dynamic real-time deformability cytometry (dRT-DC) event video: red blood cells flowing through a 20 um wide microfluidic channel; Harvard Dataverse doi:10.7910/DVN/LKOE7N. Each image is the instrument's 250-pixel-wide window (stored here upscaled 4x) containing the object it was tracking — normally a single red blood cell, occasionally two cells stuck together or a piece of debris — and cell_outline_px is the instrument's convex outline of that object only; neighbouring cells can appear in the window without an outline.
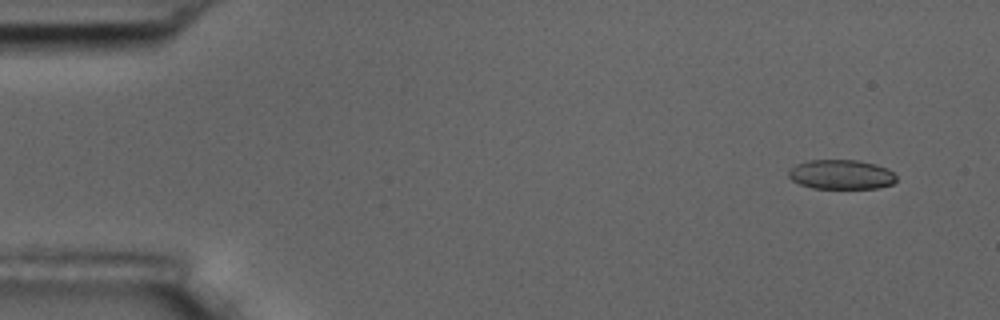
{"species": "common noctule bat (a hibernating species)", "species_latin": "Nyctalus noctula", "temperature_condition": "room temperature", "stored_images_in_passage": 54, "camera_frame_rate_fps": 3000, "um_per_image_px": 0.085, "animal": {"sex": "male", "body_mass_g": 17.5, "forearm_length_mm": 52.3}, "frame": {"image": 1, "passage_image": 1, "time_ms": 0.0, "image_size_px": [1000, 320], "cell_outline_px": [[896, 180], [892, 184], [876, 188], [812, 188], [800, 184], [792, 180], [788, 176], [788, 172], [796, 164], [808, 160], [856, 160], [876, 164], [892, 172], [896, 176]], "centroid_in_image_um": [71.48, 14.83], "position_along_channel_um": 13.5, "area_um2": 18.38}}
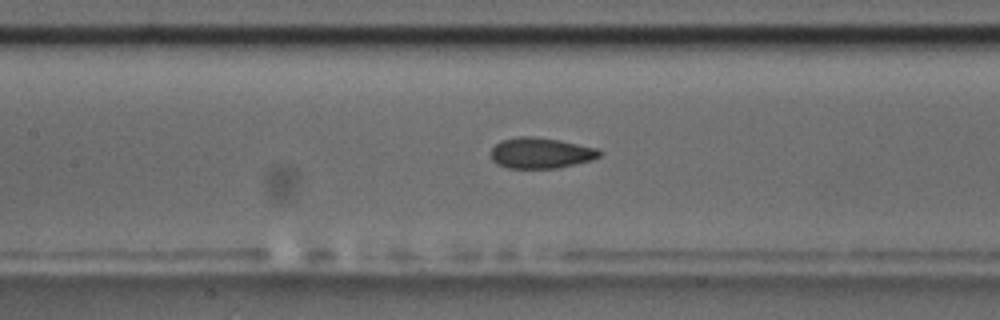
{"frame": {"image": 2, "passage_image": 23, "time_ms": 7.333, "image_size_px": [1000, 320], "cell_outline_px": [[604, 152], [600, 156], [592, 160], [556, 168], [508, 168], [496, 164], [492, 160], [492, 148], [500, 140], [516, 136], [532, 136], [560, 140], [600, 148]], "centroid_in_image_um": [45.99, 12.99], "position_along_channel_um": 161.4, "area_um2": 19.71}}
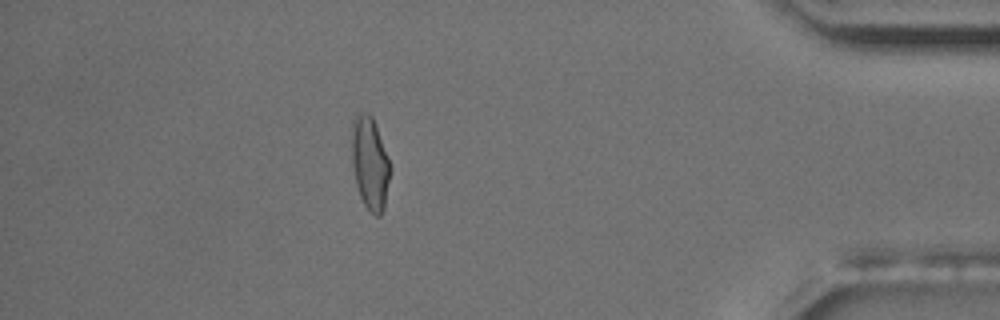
{"frame": {"image": 3, "passage_image": 47, "time_ms": 15.333, "image_size_px": [1000, 320], "cell_outline_px": [[392, 168], [384, 208], [380, 216], [376, 216], [364, 204], [360, 196], [356, 184], [352, 164], [352, 120], [356, 112], [368, 112], [372, 116]], "centroid_in_image_um": [31.45, 13.85], "position_along_channel_um": 403.8, "area_um2": 20.87}, "authors_computed_cell_mechanics": {"area_um2": 19.8254, "velocity_mm_per_s": 3.5808, "shape_relaxation_time_tau1_ms": 6.1781, "shape_relaxation_time_tau2_ms": 1.3954, "deformation_change_tau1": 0.1336, "deformation_change_tau2": 0.0624}}